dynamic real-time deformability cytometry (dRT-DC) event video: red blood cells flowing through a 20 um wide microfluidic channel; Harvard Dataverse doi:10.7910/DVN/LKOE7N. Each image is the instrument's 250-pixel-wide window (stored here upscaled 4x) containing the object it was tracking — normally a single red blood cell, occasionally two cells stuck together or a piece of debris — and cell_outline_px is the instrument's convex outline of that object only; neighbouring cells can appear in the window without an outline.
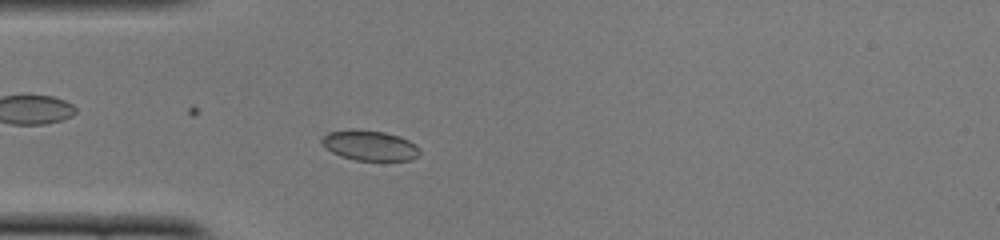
{"species": "common noctule bat (a hibernating species)", "species_latin": "Nyctalus noctula", "temperature_condition": "cold", "stored_images_in_passage": 46, "camera_frame_rate_fps": 3000, "um_per_image_px": 0.085, "animal": {"sex": "female", "body_mass_g": 22.0, "forearm_length_mm": 56.7}, "frame": {"image": 1, "passage_image": 9, "time_ms": 2.667, "image_size_px": [1000, 240], "cell_outline_px": [[420, 156], [412, 160], [356, 160], [340, 156], [324, 148], [320, 144], [320, 140], [328, 132], [352, 128], [384, 132], [400, 136], [408, 140], [420, 152]], "centroid_in_image_um": [31.36, 12.35], "position_along_channel_um": 53.6, "area_um2": 17.34}}
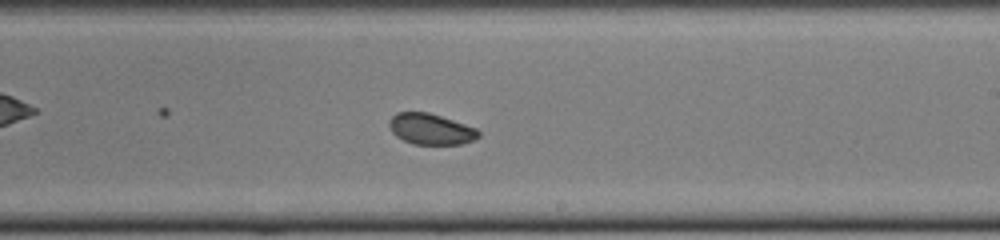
{"frame": {"image": 2, "passage_image": 25, "time_ms": 8.0, "image_size_px": [1000, 240], "cell_outline_px": [[480, 136], [472, 140], [460, 144], [412, 144], [396, 136], [392, 132], [388, 124], [388, 120], [396, 112], [428, 112], [476, 128], [480, 132]], "centroid_in_image_um": [36.58, 10.97], "position_along_channel_um": 252.4, "area_um2": 16.01}}
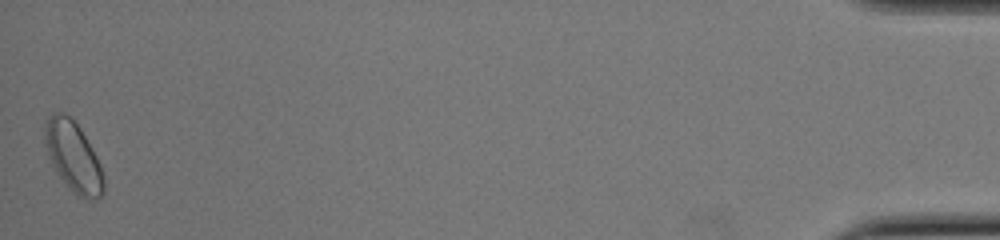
{"frame": {"image": 3, "passage_image": 46, "time_ms": 15.0, "image_size_px": [1000, 240], "cell_outline_px": [[104, 192], [100, 196], [92, 200], [76, 196], [72, 192], [60, 176], [52, 164], [48, 156], [44, 144], [44, 128], [48, 116], [52, 112], [64, 112], [80, 128], [96, 156], [100, 164], [104, 176]], "centroid_in_image_um": [6.22, 13.32], "position_along_channel_um": 429.0, "area_um2": 23.93}, "authors_computed_cell_mechanics": {"area_um2": 17.0221, "velocity_mm_per_s": 3.856, "shape_relaxation_time_tau1_ms": 2.4963, "shape_relaxation_time_tau2_ms": null, "deformation_change_tau1": 0.046, "deformation_change_tau2": null}}